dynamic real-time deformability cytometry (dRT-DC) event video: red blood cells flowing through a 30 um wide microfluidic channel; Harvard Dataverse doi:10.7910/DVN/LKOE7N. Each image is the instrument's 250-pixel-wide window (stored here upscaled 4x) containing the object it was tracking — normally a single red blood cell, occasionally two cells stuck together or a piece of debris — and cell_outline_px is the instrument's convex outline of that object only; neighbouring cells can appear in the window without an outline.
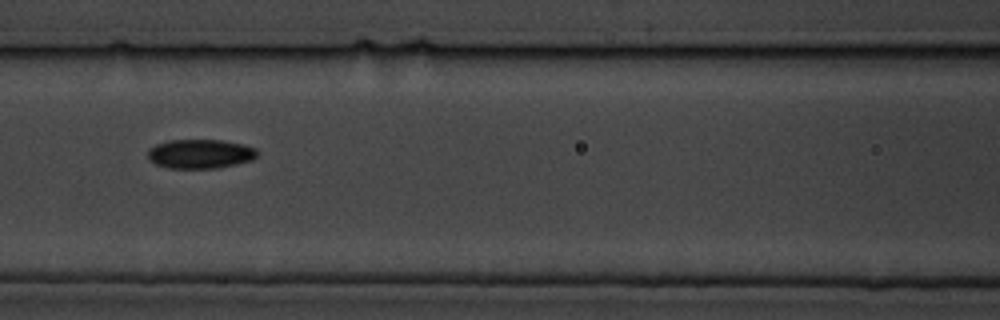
{"species": "common noctule bat (a hibernating species)", "species_latin": "Nyctalus noctula", "temperature_condition": "cold", "stored_images_in_passage": 6, "segment_of_instrument_passage": [1, 2], "camera_frame_rate_fps": 3000, "um_per_image_px": 0.085, "animal": {"sex": "male", "body_mass_g": 19.5, "forearm_length_mm": 54.6}, "frame": {"image": 1, "passage_image": 4, "time_ms": 3.333, "image_size_px": [1000, 320], "cell_outline_px": [[256, 156], [252, 160], [236, 164], [216, 168], [168, 168], [156, 164], [148, 156], [148, 148], [156, 144], [172, 140], [220, 140], [244, 144], [256, 148]], "centroid_in_image_um": [17.02, 13.07], "position_along_channel_um": 149.6, "area_um2": 18.5}}
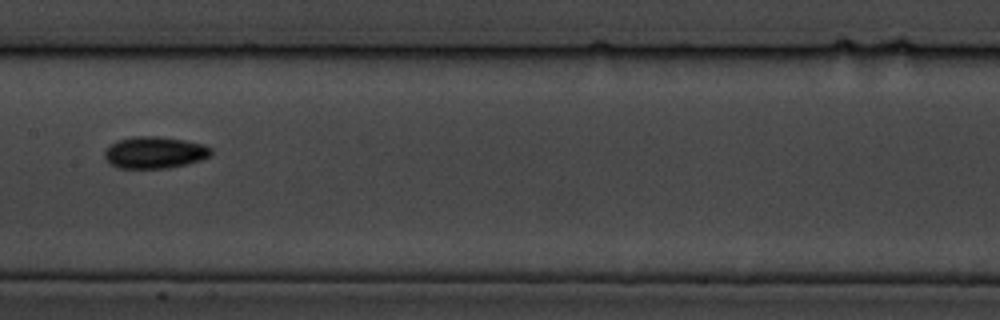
{"frame": {"image": 2, "passage_image": 5, "time_ms": 4.667, "image_size_px": [1000, 320], "cell_outline_px": [[212, 156], [188, 164], [168, 168], [116, 168], [108, 164], [104, 156], [104, 152], [116, 140], [132, 136], [156, 136], [184, 140], [204, 144], [212, 148]], "centroid_in_image_um": [13.15, 12.97], "position_along_channel_um": 194.3, "area_um2": 20.0}}